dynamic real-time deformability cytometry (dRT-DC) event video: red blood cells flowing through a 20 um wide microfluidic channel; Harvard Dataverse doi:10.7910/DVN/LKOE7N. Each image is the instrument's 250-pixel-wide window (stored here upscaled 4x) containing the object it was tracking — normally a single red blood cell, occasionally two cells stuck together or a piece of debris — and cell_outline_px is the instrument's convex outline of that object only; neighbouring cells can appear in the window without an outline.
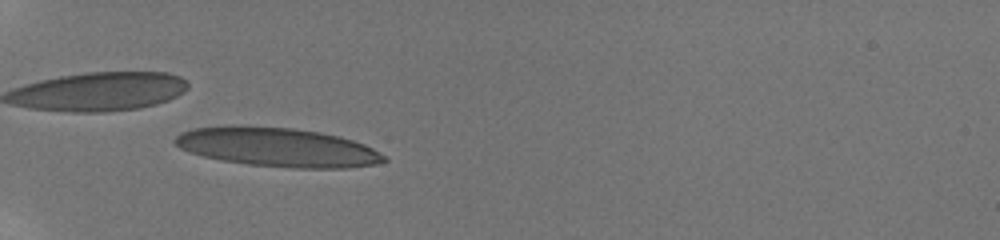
{"species": "human", "species_latin": "Homo sapiens", "temperature_condition": "room temperature", "stored_images_in_passage": 50, "camera_frame_rate_fps": 3000, "um_per_image_px": 0.085, "donor": {"sex": "male"}, "frame": {"image": 1, "passage_image": 15, "time_ms": 4.667, "image_size_px": [1000, 240], "cell_outline_px": [[388, 160], [376, 164], [348, 168], [292, 168], [248, 164], [220, 160], [188, 152], [180, 148], [172, 140], [180, 132], [192, 128], [292, 128], [320, 132], [340, 136], [364, 144], [380, 152]], "centroid_in_image_um": [23.64, 12.55], "position_along_channel_um": 61.4, "area_um2": 46.53}}
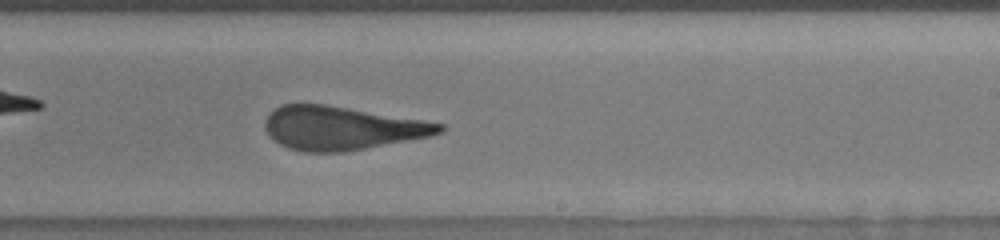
{"frame": {"image": 2, "passage_image": 32, "time_ms": 10.333, "image_size_px": [1000, 240], "cell_outline_px": [[444, 132], [432, 136], [344, 152], [304, 152], [288, 148], [272, 140], [264, 128], [264, 120], [276, 108], [284, 104], [324, 104], [444, 124]], "centroid_in_image_um": [29.01, 10.9], "position_along_channel_um": 260.0, "area_um2": 43.93}}
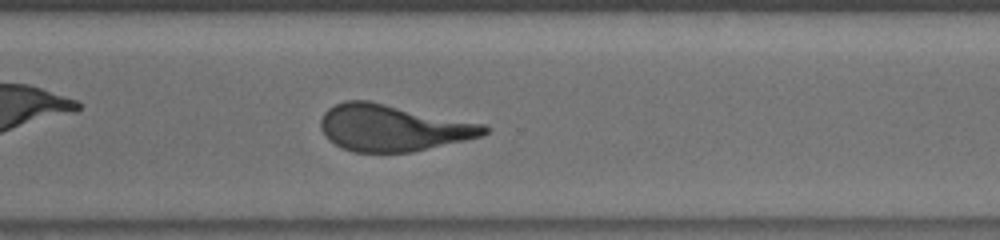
{"frame": {"image": 3, "passage_image": 38, "time_ms": 12.333, "image_size_px": [1000, 240], "cell_outline_px": [[488, 132], [480, 136], [464, 140], [412, 152], [352, 152], [328, 140], [320, 128], [320, 120], [324, 112], [328, 108], [344, 100], [368, 100], [484, 124], [488, 128]], "centroid_in_image_um": [33.34, 10.86], "position_along_channel_um": 337.3, "area_um2": 44.1}, "authors_computed_cell_mechanics": {"area_um2": 44.6505, "velocity_mm_per_s": 3.881, "shape_relaxation_time_tau1_ms": 6.9144, "shape_relaxation_time_tau2_ms": 1.1381, "deformation_change_tau1": 0.2578, "deformation_change_tau2": 0.1184}}